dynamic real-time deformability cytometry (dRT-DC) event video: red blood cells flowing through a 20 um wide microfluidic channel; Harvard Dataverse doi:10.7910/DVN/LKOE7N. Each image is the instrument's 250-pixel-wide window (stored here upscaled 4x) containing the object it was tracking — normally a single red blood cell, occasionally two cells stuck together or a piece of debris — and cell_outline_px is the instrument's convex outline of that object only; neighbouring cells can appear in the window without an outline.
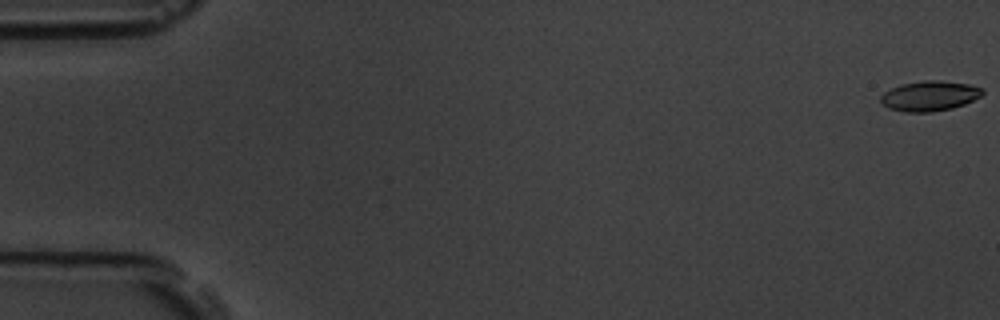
{"species": "common noctule bat (a hibernating species)", "species_latin": "Nyctalus noctula", "temperature_condition": "room temperature", "stored_images_in_passage": 57, "camera_frame_rate_fps": 3000, "um_per_image_px": 0.085, "animal": {"sex": "male", "body_mass_g": 19.5, "forearm_length_mm": 54.6}, "frame": {"image": 1, "passage_image": 1, "time_ms": 0.0, "image_size_px": [1000, 320], "cell_outline_px": [[984, 92], [980, 96], [964, 104], [952, 108], [932, 112], [904, 112], [888, 108], [880, 100], [880, 96], [884, 92], [900, 84], [924, 80], [940, 80], [968, 84], [984, 88]], "centroid_in_image_um": [79.01, 8.15], "position_along_channel_um": 6.0, "area_um2": 17.86}}
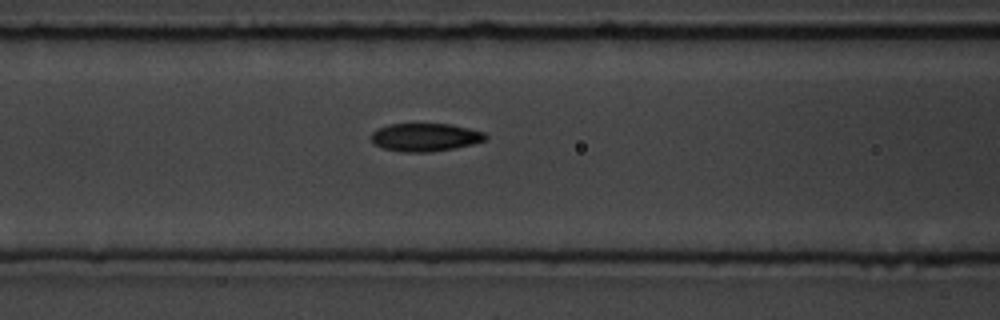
{"frame": {"image": 2, "passage_image": 24, "time_ms": 7.667, "image_size_px": [1000, 320], "cell_outline_px": [[488, 136], [484, 140], [472, 144], [456, 148], [432, 152], [400, 152], [380, 148], [372, 144], [368, 136], [372, 132], [388, 124], [448, 124], [468, 128], [484, 132]], "centroid_in_image_um": [36.07, 11.68], "position_along_channel_um": 130.5, "area_um2": 18.96}}
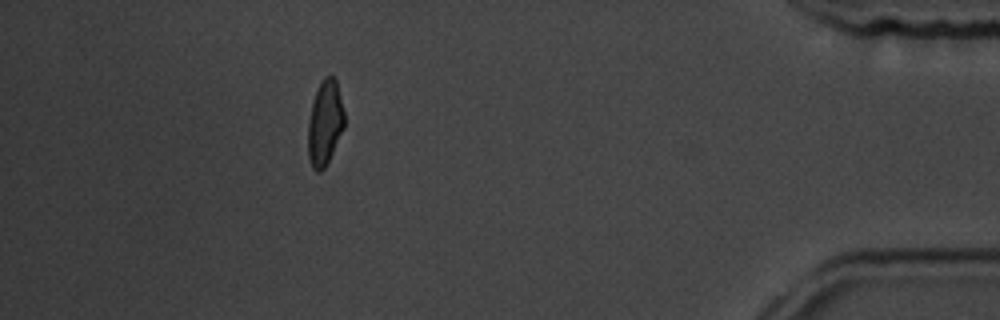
{"frame": {"image": 3, "passage_image": 51, "time_ms": 16.667, "image_size_px": [1000, 320], "cell_outline_px": [[344, 128], [324, 168], [320, 172], [316, 172], [312, 168], [308, 156], [308, 120], [316, 88], [324, 76], [332, 76], [336, 80], [344, 112]], "centroid_in_image_um": [27.6, 10.44], "position_along_channel_um": 407.6, "area_um2": 17.92}, "authors_computed_cell_mechanics": {"area_um2": 18.3226, "velocity_mm_per_s": 3.6657, "shape_relaxation_time_tau1_ms": 3.6049, "shape_relaxation_time_tau2_ms": 2.4994, "deformation_change_tau1": 0.1201, "deformation_change_tau2": 0.0833}}